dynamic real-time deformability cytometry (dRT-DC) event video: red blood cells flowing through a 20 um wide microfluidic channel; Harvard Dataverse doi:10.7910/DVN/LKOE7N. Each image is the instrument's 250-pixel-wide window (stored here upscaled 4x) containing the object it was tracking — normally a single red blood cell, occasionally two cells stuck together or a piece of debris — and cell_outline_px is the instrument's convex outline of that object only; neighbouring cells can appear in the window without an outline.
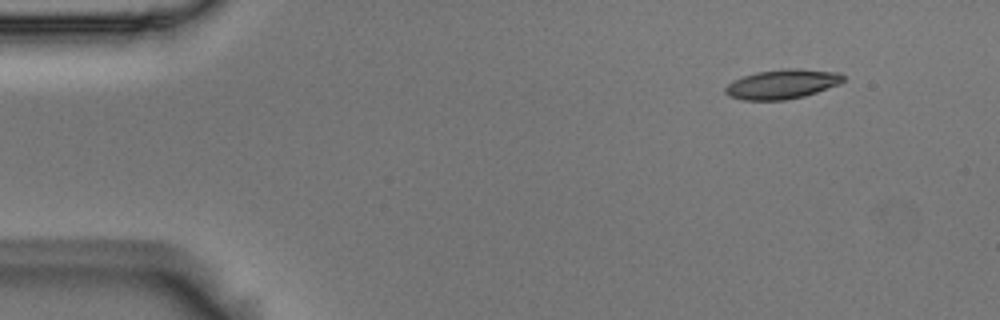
{"species": "Egyptian fruit bat (a non-hibernating species)", "species_latin": "Rousettus aegyptiacus", "temperature_condition": "room temperature", "stored_images_in_passage": 49, "camera_frame_rate_fps": 3000, "um_per_image_px": 0.085, "animal": {"sex": "male"}, "frame": {"image": 1, "passage_image": 1, "time_ms": 0.0, "image_size_px": [1000, 320], "cell_outline_px": [[844, 80], [840, 84], [804, 96], [784, 100], [744, 100], [728, 96], [724, 92], [724, 88], [732, 80], [756, 72], [784, 68], [796, 68], [840, 72], [844, 76]], "centroid_in_image_um": [66.48, 7.14], "position_along_channel_um": 18.5, "area_um2": 20.4}}
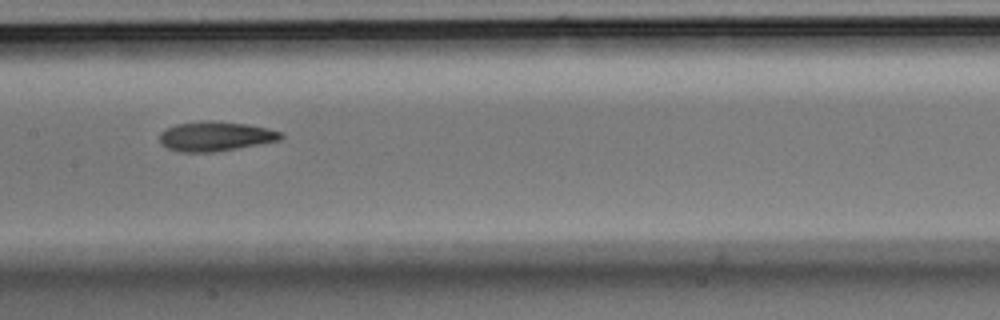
{"frame": {"image": 2, "passage_image": 22, "time_ms": 7.0, "image_size_px": [1000, 320], "cell_outline_px": [[284, 136], [280, 140], [260, 144], [212, 152], [180, 152], [168, 148], [160, 144], [160, 132], [176, 124], [200, 120], [208, 120], [248, 124], [268, 128], [284, 132]], "centroid_in_image_um": [18.33, 11.57], "position_along_channel_um": 189.1, "area_um2": 21.04}}
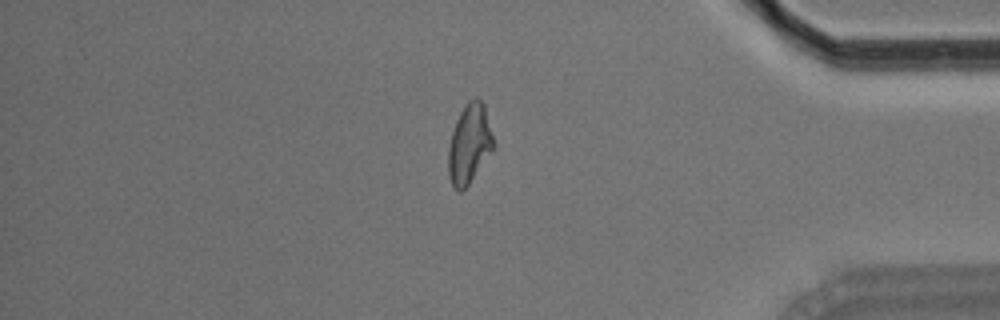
{"frame": {"image": 3, "passage_image": 41, "time_ms": 13.333, "image_size_px": [1000, 320], "cell_outline_px": [[496, 144], [468, 184], [460, 192], [452, 184], [448, 176], [448, 148], [452, 132], [456, 120], [460, 112], [468, 100], [476, 96], [484, 104]], "centroid_in_image_um": [39.9, 12.18], "position_along_channel_um": 395.3, "area_um2": 20.75}, "authors_computed_cell_mechanics": {"area_um2": 20.5768, "velocity_mm_per_s": 3.7123, "shape_relaxation_time_tau1_ms": null, "shape_relaxation_time_tau2_ms": 4.4417, "deformation_change_tau1": null, "deformation_change_tau2": 0.126}}